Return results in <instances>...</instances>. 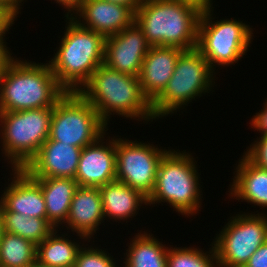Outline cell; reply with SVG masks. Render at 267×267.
<instances>
[{"label": "cell", "mask_w": 267, "mask_h": 267, "mask_svg": "<svg viewBox=\"0 0 267 267\" xmlns=\"http://www.w3.org/2000/svg\"><path fill=\"white\" fill-rule=\"evenodd\" d=\"M78 93L90 103L108 126L110 115L138 121L156 120L151 102L141 90L140 79L120 73L102 64Z\"/></svg>", "instance_id": "obj_1"}, {"label": "cell", "mask_w": 267, "mask_h": 267, "mask_svg": "<svg viewBox=\"0 0 267 267\" xmlns=\"http://www.w3.org/2000/svg\"><path fill=\"white\" fill-rule=\"evenodd\" d=\"M202 12L175 0H142L135 22L151 46L196 48Z\"/></svg>", "instance_id": "obj_2"}, {"label": "cell", "mask_w": 267, "mask_h": 267, "mask_svg": "<svg viewBox=\"0 0 267 267\" xmlns=\"http://www.w3.org/2000/svg\"><path fill=\"white\" fill-rule=\"evenodd\" d=\"M64 17L66 30L49 65L66 92H78L104 64L105 37L80 26L71 16Z\"/></svg>", "instance_id": "obj_3"}, {"label": "cell", "mask_w": 267, "mask_h": 267, "mask_svg": "<svg viewBox=\"0 0 267 267\" xmlns=\"http://www.w3.org/2000/svg\"><path fill=\"white\" fill-rule=\"evenodd\" d=\"M65 93L49 63L14 58L0 76V112L53 108Z\"/></svg>", "instance_id": "obj_4"}, {"label": "cell", "mask_w": 267, "mask_h": 267, "mask_svg": "<svg viewBox=\"0 0 267 267\" xmlns=\"http://www.w3.org/2000/svg\"><path fill=\"white\" fill-rule=\"evenodd\" d=\"M194 159L186 150L168 149L159 162L156 183L147 198L149 206L166 202L185 217L198 214L203 197Z\"/></svg>", "instance_id": "obj_5"}, {"label": "cell", "mask_w": 267, "mask_h": 267, "mask_svg": "<svg viewBox=\"0 0 267 267\" xmlns=\"http://www.w3.org/2000/svg\"><path fill=\"white\" fill-rule=\"evenodd\" d=\"M52 108L0 112L1 151L11 169H24L50 136Z\"/></svg>", "instance_id": "obj_6"}, {"label": "cell", "mask_w": 267, "mask_h": 267, "mask_svg": "<svg viewBox=\"0 0 267 267\" xmlns=\"http://www.w3.org/2000/svg\"><path fill=\"white\" fill-rule=\"evenodd\" d=\"M213 74L216 72L210 68L208 61L196 48L184 50L177 59L167 86L151 103L154 118L163 119L162 117L173 115L175 111L180 112V108L184 109L196 97L203 94L205 96V93L213 91Z\"/></svg>", "instance_id": "obj_7"}, {"label": "cell", "mask_w": 267, "mask_h": 267, "mask_svg": "<svg viewBox=\"0 0 267 267\" xmlns=\"http://www.w3.org/2000/svg\"><path fill=\"white\" fill-rule=\"evenodd\" d=\"M213 9L202 12L196 49L215 72L216 66L228 67L241 60L248 52L254 35L250 25L243 21L232 18L212 21L215 19Z\"/></svg>", "instance_id": "obj_8"}, {"label": "cell", "mask_w": 267, "mask_h": 267, "mask_svg": "<svg viewBox=\"0 0 267 267\" xmlns=\"http://www.w3.org/2000/svg\"><path fill=\"white\" fill-rule=\"evenodd\" d=\"M107 130L95 108L78 92H66L52 108L51 140L83 149L106 136Z\"/></svg>", "instance_id": "obj_9"}, {"label": "cell", "mask_w": 267, "mask_h": 267, "mask_svg": "<svg viewBox=\"0 0 267 267\" xmlns=\"http://www.w3.org/2000/svg\"><path fill=\"white\" fill-rule=\"evenodd\" d=\"M243 213L230 217L212 243L219 267H243L267 240V215Z\"/></svg>", "instance_id": "obj_10"}, {"label": "cell", "mask_w": 267, "mask_h": 267, "mask_svg": "<svg viewBox=\"0 0 267 267\" xmlns=\"http://www.w3.org/2000/svg\"><path fill=\"white\" fill-rule=\"evenodd\" d=\"M150 144L116 138V180L147 198L153 192L159 162L167 152L165 148Z\"/></svg>", "instance_id": "obj_11"}, {"label": "cell", "mask_w": 267, "mask_h": 267, "mask_svg": "<svg viewBox=\"0 0 267 267\" xmlns=\"http://www.w3.org/2000/svg\"><path fill=\"white\" fill-rule=\"evenodd\" d=\"M151 45L134 21L129 27L105 38L104 64L115 71L139 77Z\"/></svg>", "instance_id": "obj_12"}, {"label": "cell", "mask_w": 267, "mask_h": 267, "mask_svg": "<svg viewBox=\"0 0 267 267\" xmlns=\"http://www.w3.org/2000/svg\"><path fill=\"white\" fill-rule=\"evenodd\" d=\"M115 137L110 140V136L105 139L102 135L96 142L82 149L75 176L78 186L101 187L116 180Z\"/></svg>", "instance_id": "obj_13"}, {"label": "cell", "mask_w": 267, "mask_h": 267, "mask_svg": "<svg viewBox=\"0 0 267 267\" xmlns=\"http://www.w3.org/2000/svg\"><path fill=\"white\" fill-rule=\"evenodd\" d=\"M70 16L80 26L105 38L119 33L135 21V13L129 7L102 0H83Z\"/></svg>", "instance_id": "obj_14"}, {"label": "cell", "mask_w": 267, "mask_h": 267, "mask_svg": "<svg viewBox=\"0 0 267 267\" xmlns=\"http://www.w3.org/2000/svg\"><path fill=\"white\" fill-rule=\"evenodd\" d=\"M82 148L48 138L24 170L32 178L75 179Z\"/></svg>", "instance_id": "obj_15"}, {"label": "cell", "mask_w": 267, "mask_h": 267, "mask_svg": "<svg viewBox=\"0 0 267 267\" xmlns=\"http://www.w3.org/2000/svg\"><path fill=\"white\" fill-rule=\"evenodd\" d=\"M12 182L0 197V210L47 220L41 186L24 170L12 169Z\"/></svg>", "instance_id": "obj_16"}, {"label": "cell", "mask_w": 267, "mask_h": 267, "mask_svg": "<svg viewBox=\"0 0 267 267\" xmlns=\"http://www.w3.org/2000/svg\"><path fill=\"white\" fill-rule=\"evenodd\" d=\"M104 220L99 187L78 186L71 201L66 224L61 227L76 232V236L83 242H90Z\"/></svg>", "instance_id": "obj_17"}, {"label": "cell", "mask_w": 267, "mask_h": 267, "mask_svg": "<svg viewBox=\"0 0 267 267\" xmlns=\"http://www.w3.org/2000/svg\"><path fill=\"white\" fill-rule=\"evenodd\" d=\"M178 47L151 46L139 74L140 86L145 97L152 103L165 89L173 75L179 55Z\"/></svg>", "instance_id": "obj_18"}, {"label": "cell", "mask_w": 267, "mask_h": 267, "mask_svg": "<svg viewBox=\"0 0 267 267\" xmlns=\"http://www.w3.org/2000/svg\"><path fill=\"white\" fill-rule=\"evenodd\" d=\"M229 196L267 208V170L255 165L244 154L236 164ZM231 193V194H230Z\"/></svg>", "instance_id": "obj_19"}, {"label": "cell", "mask_w": 267, "mask_h": 267, "mask_svg": "<svg viewBox=\"0 0 267 267\" xmlns=\"http://www.w3.org/2000/svg\"><path fill=\"white\" fill-rule=\"evenodd\" d=\"M99 189L105 219L126 220L127 223L137 215L142 205L148 206L146 196L121 181L114 180Z\"/></svg>", "instance_id": "obj_20"}, {"label": "cell", "mask_w": 267, "mask_h": 267, "mask_svg": "<svg viewBox=\"0 0 267 267\" xmlns=\"http://www.w3.org/2000/svg\"><path fill=\"white\" fill-rule=\"evenodd\" d=\"M45 199L47 221L55 228L66 223L78 183L72 178H33Z\"/></svg>", "instance_id": "obj_21"}, {"label": "cell", "mask_w": 267, "mask_h": 267, "mask_svg": "<svg viewBox=\"0 0 267 267\" xmlns=\"http://www.w3.org/2000/svg\"><path fill=\"white\" fill-rule=\"evenodd\" d=\"M55 229L47 238L37 245L36 261L46 267H74L80 245L69 240L68 233L58 234ZM57 234V235H56Z\"/></svg>", "instance_id": "obj_22"}, {"label": "cell", "mask_w": 267, "mask_h": 267, "mask_svg": "<svg viewBox=\"0 0 267 267\" xmlns=\"http://www.w3.org/2000/svg\"><path fill=\"white\" fill-rule=\"evenodd\" d=\"M144 232V233H143ZM141 231L134 235L124 253L125 267H167V246L153 234ZM123 266V267H124Z\"/></svg>", "instance_id": "obj_23"}, {"label": "cell", "mask_w": 267, "mask_h": 267, "mask_svg": "<svg viewBox=\"0 0 267 267\" xmlns=\"http://www.w3.org/2000/svg\"><path fill=\"white\" fill-rule=\"evenodd\" d=\"M5 232L21 236L35 245L40 244L55 228L43 218L28 217L10 211H1Z\"/></svg>", "instance_id": "obj_24"}, {"label": "cell", "mask_w": 267, "mask_h": 267, "mask_svg": "<svg viewBox=\"0 0 267 267\" xmlns=\"http://www.w3.org/2000/svg\"><path fill=\"white\" fill-rule=\"evenodd\" d=\"M37 245L8 232L0 241V267H28L36 262Z\"/></svg>", "instance_id": "obj_25"}, {"label": "cell", "mask_w": 267, "mask_h": 267, "mask_svg": "<svg viewBox=\"0 0 267 267\" xmlns=\"http://www.w3.org/2000/svg\"><path fill=\"white\" fill-rule=\"evenodd\" d=\"M209 252L196 247L168 248L167 267H219L213 244Z\"/></svg>", "instance_id": "obj_26"}, {"label": "cell", "mask_w": 267, "mask_h": 267, "mask_svg": "<svg viewBox=\"0 0 267 267\" xmlns=\"http://www.w3.org/2000/svg\"><path fill=\"white\" fill-rule=\"evenodd\" d=\"M94 248L92 245L91 247H82L78 252L74 267H117L111 254L103 249L96 248L95 245Z\"/></svg>", "instance_id": "obj_27"}, {"label": "cell", "mask_w": 267, "mask_h": 267, "mask_svg": "<svg viewBox=\"0 0 267 267\" xmlns=\"http://www.w3.org/2000/svg\"><path fill=\"white\" fill-rule=\"evenodd\" d=\"M256 139L244 155L255 165L267 170V135Z\"/></svg>", "instance_id": "obj_28"}, {"label": "cell", "mask_w": 267, "mask_h": 267, "mask_svg": "<svg viewBox=\"0 0 267 267\" xmlns=\"http://www.w3.org/2000/svg\"><path fill=\"white\" fill-rule=\"evenodd\" d=\"M267 99V98H266ZM265 99V103H263V109L261 111L255 113L256 115L251 118V128L259 131L261 134L260 137L267 135V100Z\"/></svg>", "instance_id": "obj_29"}, {"label": "cell", "mask_w": 267, "mask_h": 267, "mask_svg": "<svg viewBox=\"0 0 267 267\" xmlns=\"http://www.w3.org/2000/svg\"><path fill=\"white\" fill-rule=\"evenodd\" d=\"M243 267H267V240L251 255Z\"/></svg>", "instance_id": "obj_30"}, {"label": "cell", "mask_w": 267, "mask_h": 267, "mask_svg": "<svg viewBox=\"0 0 267 267\" xmlns=\"http://www.w3.org/2000/svg\"><path fill=\"white\" fill-rule=\"evenodd\" d=\"M7 33L5 32L1 37H0V76L4 73L6 67L8 64L14 59L13 56H11V52L8 50L9 48L6 46V35Z\"/></svg>", "instance_id": "obj_31"}, {"label": "cell", "mask_w": 267, "mask_h": 267, "mask_svg": "<svg viewBox=\"0 0 267 267\" xmlns=\"http://www.w3.org/2000/svg\"><path fill=\"white\" fill-rule=\"evenodd\" d=\"M22 1L24 0H0V8L16 20L18 17L17 15L21 13L20 10L22 8L20 6Z\"/></svg>", "instance_id": "obj_32"}, {"label": "cell", "mask_w": 267, "mask_h": 267, "mask_svg": "<svg viewBox=\"0 0 267 267\" xmlns=\"http://www.w3.org/2000/svg\"><path fill=\"white\" fill-rule=\"evenodd\" d=\"M14 21L11 16L0 8V37L11 29L10 27L14 24Z\"/></svg>", "instance_id": "obj_33"}, {"label": "cell", "mask_w": 267, "mask_h": 267, "mask_svg": "<svg viewBox=\"0 0 267 267\" xmlns=\"http://www.w3.org/2000/svg\"><path fill=\"white\" fill-rule=\"evenodd\" d=\"M175 1H180L184 3H188L194 7H197L201 11H206L213 6V0H175Z\"/></svg>", "instance_id": "obj_34"}, {"label": "cell", "mask_w": 267, "mask_h": 267, "mask_svg": "<svg viewBox=\"0 0 267 267\" xmlns=\"http://www.w3.org/2000/svg\"><path fill=\"white\" fill-rule=\"evenodd\" d=\"M56 3L59 4V6H64L68 12L65 15H70L83 0H54Z\"/></svg>", "instance_id": "obj_35"}, {"label": "cell", "mask_w": 267, "mask_h": 267, "mask_svg": "<svg viewBox=\"0 0 267 267\" xmlns=\"http://www.w3.org/2000/svg\"><path fill=\"white\" fill-rule=\"evenodd\" d=\"M102 1L121 4L123 6L129 7L134 13L137 11L138 7L141 5L142 2V0H102Z\"/></svg>", "instance_id": "obj_36"}, {"label": "cell", "mask_w": 267, "mask_h": 267, "mask_svg": "<svg viewBox=\"0 0 267 267\" xmlns=\"http://www.w3.org/2000/svg\"><path fill=\"white\" fill-rule=\"evenodd\" d=\"M5 230H4V222H3V216H2V212L0 210V241L1 238L3 237Z\"/></svg>", "instance_id": "obj_37"}, {"label": "cell", "mask_w": 267, "mask_h": 267, "mask_svg": "<svg viewBox=\"0 0 267 267\" xmlns=\"http://www.w3.org/2000/svg\"><path fill=\"white\" fill-rule=\"evenodd\" d=\"M28 267H46V266L40 265V264L36 261L35 263H33L31 266H28Z\"/></svg>", "instance_id": "obj_38"}]
</instances>
